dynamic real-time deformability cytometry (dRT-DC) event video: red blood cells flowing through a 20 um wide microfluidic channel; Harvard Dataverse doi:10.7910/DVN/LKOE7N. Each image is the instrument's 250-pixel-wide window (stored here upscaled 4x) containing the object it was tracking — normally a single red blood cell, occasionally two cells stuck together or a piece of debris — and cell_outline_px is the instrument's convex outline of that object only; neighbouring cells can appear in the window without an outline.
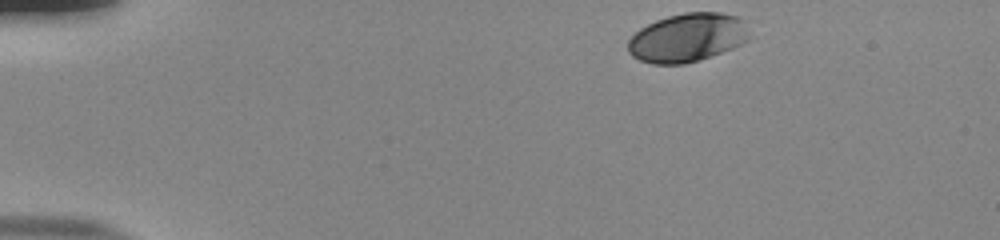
{"species": "human", "species_latin": "Homo sapiens", "temperature_condition": "room temperature", "stored_images_in_passage": 39, "camera_frame_rate_fps": 3000, "um_per_image_px": 0.085, "donor": {"sex": "male"}, "frame": {"image": 1, "passage_image": 1, "time_ms": 0.0, "image_size_px": [1000, 240], "cell_outline_px": [[748, 40], [732, 48], [700, 60], [684, 64], [652, 64], [640, 60], [632, 56], [628, 52], [628, 40], [640, 28], [656, 20], [668, 16], [684, 12], [720, 12], [736, 16], [744, 20], [748, 36]], "centroid_in_image_um": [58.41, 3.2], "position_along_channel_um": 26.6, "area_um2": 34.33}}
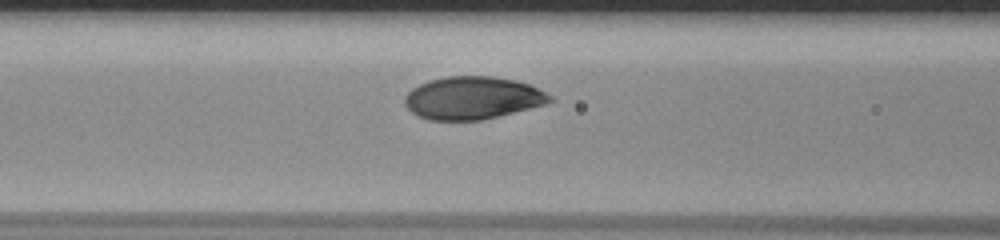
{"frame": {"image": 2, "passage_image": 16, "time_ms": 5.0, "image_size_px": [1000, 240], "cell_outline_px": [[556, 100], [544, 104], [480, 120], [428, 120], [416, 116], [404, 104], [404, 96], [412, 88], [428, 80], [448, 76], [492, 76], [516, 80], [528, 84], [552, 96]], "centroid_in_image_um": [40.12, 8.32], "position_along_channel_um": 126.5, "area_um2": 35.95}}
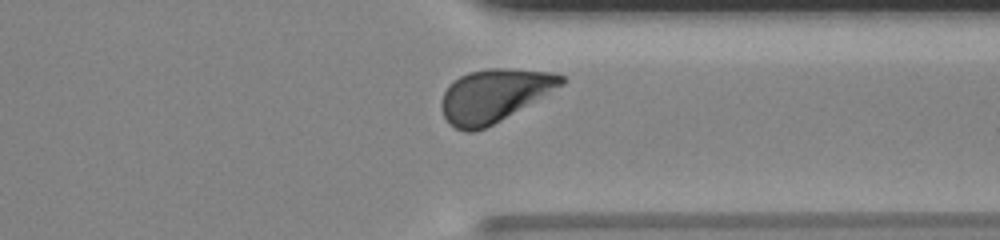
{"frame": {"image": 3, "passage_image": 35, "time_ms": 11.333, "image_size_px": [1000, 240], "cell_outline_px": [[568, 80], [564, 84], [500, 120], [484, 128], [472, 132], [464, 132], [456, 128], [444, 116], [440, 104], [440, 100], [444, 92], [460, 76], [468, 72], [488, 68], [504, 68], [552, 72], [564, 76]], "centroid_in_image_um": [42.0, 8.1], "position_along_channel_um": 369.4, "area_um2": 36.36}, "authors_computed_cell_mechanics": {"area_um2": 36.4718, "velocity_mm_per_s": 3.8328, "shape_relaxation_time_tau1_ms": 2.1349, "shape_relaxation_time_tau2_ms": null, "deformation_change_tau1": 0.1202, "deformation_change_tau2": null}}